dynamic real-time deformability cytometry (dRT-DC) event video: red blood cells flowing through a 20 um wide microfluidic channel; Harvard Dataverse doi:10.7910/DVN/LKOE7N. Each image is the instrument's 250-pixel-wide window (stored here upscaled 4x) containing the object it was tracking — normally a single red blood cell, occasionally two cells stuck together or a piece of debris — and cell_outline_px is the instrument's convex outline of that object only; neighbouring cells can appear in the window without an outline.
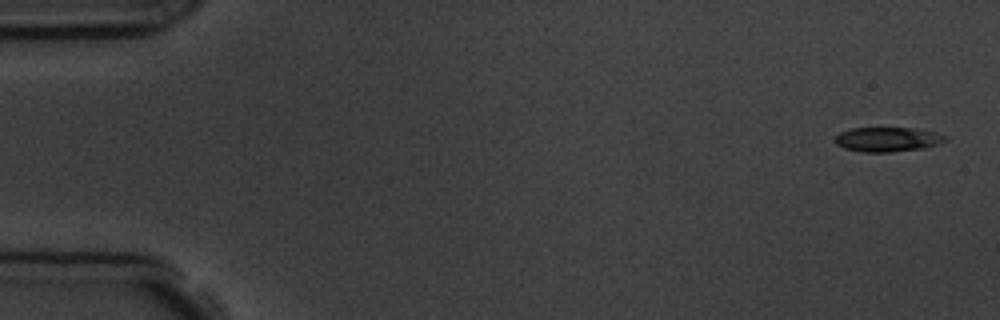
{"species": "common noctule bat (a hibernating species)", "species_latin": "Nyctalus noctula", "temperature_condition": "room temperature", "stored_images_in_passage": 5, "camera_frame_rate_fps": 3000, "um_per_image_px": 0.085, "animal": {"sex": "male", "body_mass_g": 19.5, "forearm_length_mm": 54.6}, "frame": {"image": 1, "passage_image": 1, "time_ms": 0.0, "image_size_px": [1000, 320], "cell_outline_px": [[948, 140], [940, 144], [924, 148], [888, 152], [860, 152], [844, 148], [836, 144], [832, 140], [840, 132], [852, 128], [916, 128], [936, 132], [948, 136]], "centroid_in_image_um": [75.46, 11.85], "position_along_channel_um": 9.5, "area_um2": 16.01}}
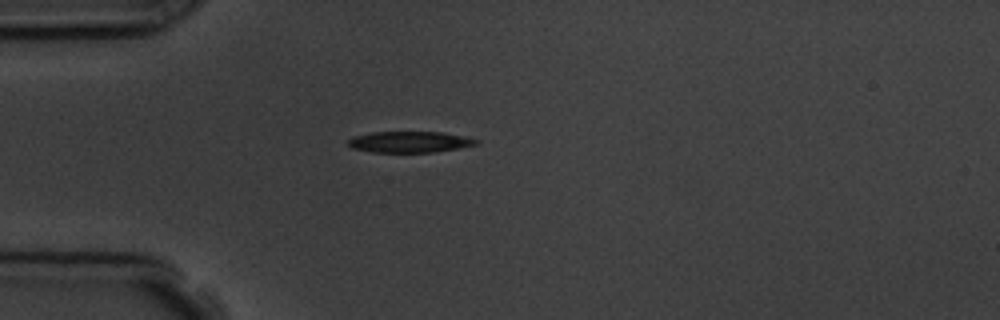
{"frame": {"image": 2, "passage_image": 5, "time_ms": 4.333, "image_size_px": [1000, 320], "cell_outline_px": [[480, 140], [476, 144], [456, 148], [432, 152], [372, 152], [352, 148], [348, 144], [348, 140], [352, 136], [372, 132], [444, 132], [464, 136]], "centroid_in_image_um": [34.78, 12.05], "position_along_channel_um": 50.2, "area_um2": 15.66}}